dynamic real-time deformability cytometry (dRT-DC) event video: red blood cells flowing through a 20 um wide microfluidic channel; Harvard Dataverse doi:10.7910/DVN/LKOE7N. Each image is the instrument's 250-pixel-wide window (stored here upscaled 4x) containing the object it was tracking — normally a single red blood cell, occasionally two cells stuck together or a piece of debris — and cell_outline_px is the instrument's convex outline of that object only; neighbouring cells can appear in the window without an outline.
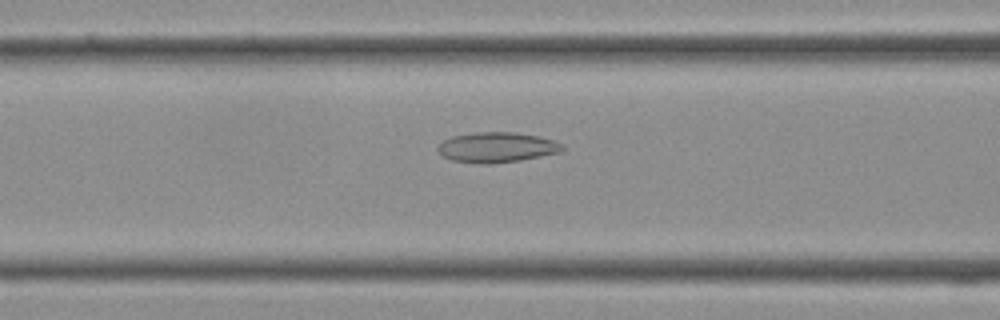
{"species": "Egyptian fruit bat (a non-hibernating species)", "species_latin": "Rousettus aegyptiacus", "temperature_condition": "cold", "stored_images_in_passage": 38, "camera_frame_rate_fps": 3000, "um_per_image_px": 0.085, "frame": {"image": 1, "passage_image": 15, "time_ms": 4.667, "image_size_px": [1000, 320], "cell_outline_px": [[564, 148], [560, 152], [520, 160], [492, 164], [476, 164], [452, 160], [444, 156], [436, 148], [444, 140], [452, 136], [476, 132], [516, 132], [540, 136], [564, 144]], "centroid_in_image_um": [42.24, 12.52], "position_along_channel_um": 124.4, "area_um2": 21.96}}
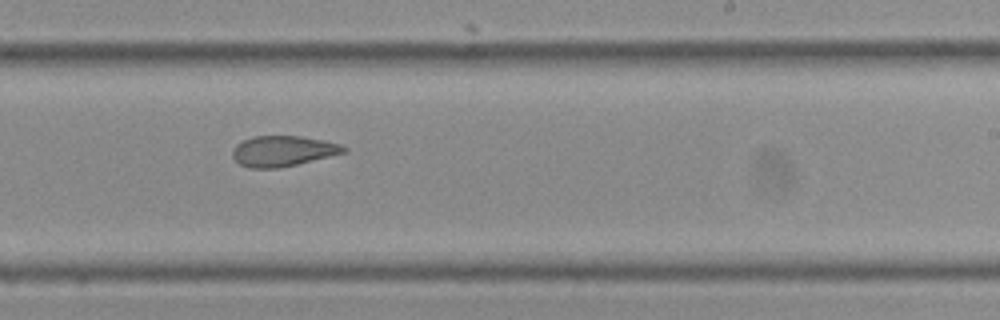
{"frame": {"image": 2, "passage_image": 23, "time_ms": 7.333, "image_size_px": [1000, 320], "cell_outline_px": [[348, 152], [280, 168], [248, 168], [240, 164], [232, 156], [232, 152], [236, 144], [252, 136], [300, 136], [324, 140], [340, 144], [348, 148]], "centroid_in_image_um": [24.07, 12.84], "position_along_channel_um": 264.9, "area_um2": 19.88}}
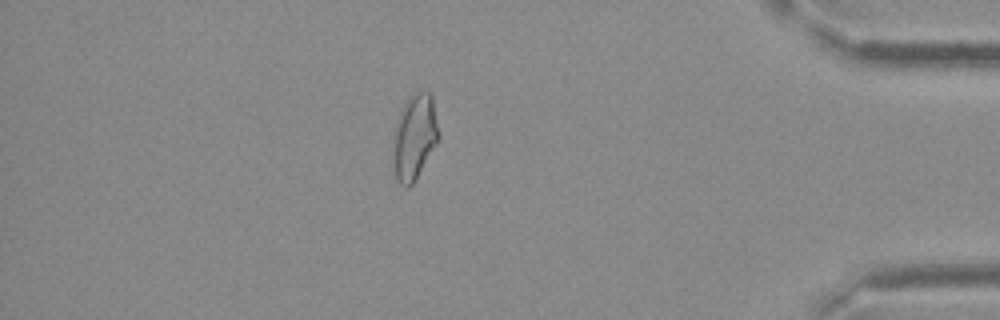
{"frame": {"image": 3, "passage_image": 33, "time_ms": 10.667, "image_size_px": [1000, 320], "cell_outline_px": [[440, 140], [412, 184], [408, 188], [404, 188], [396, 180], [396, 124], [400, 108], [412, 96], [420, 92], [428, 92], [432, 96], [440, 136]], "centroid_in_image_um": [35.3, 11.65], "position_along_channel_um": 399.9, "area_um2": 21.85}}